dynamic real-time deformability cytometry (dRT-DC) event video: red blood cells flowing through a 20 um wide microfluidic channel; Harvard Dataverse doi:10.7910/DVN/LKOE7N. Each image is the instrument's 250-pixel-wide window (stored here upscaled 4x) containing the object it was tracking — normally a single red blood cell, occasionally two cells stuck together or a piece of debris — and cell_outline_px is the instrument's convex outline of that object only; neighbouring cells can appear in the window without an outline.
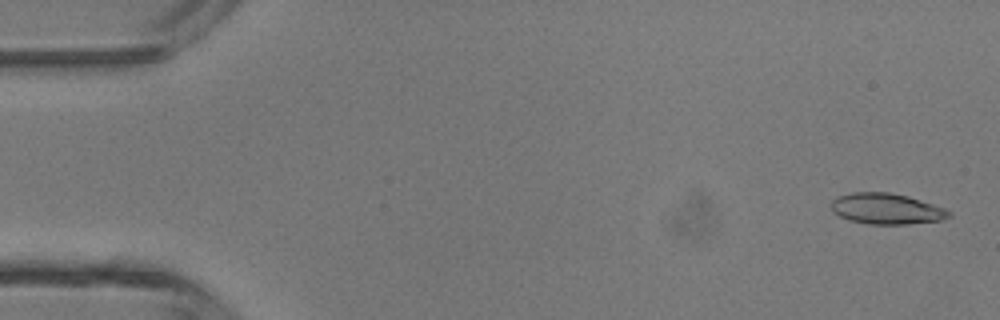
{"species": "common noctule bat (a hibernating species)", "species_latin": "Nyctalus noctula", "temperature_condition": "room temperature", "stored_images_in_passage": 46, "camera_frame_rate_fps": 3000, "um_per_image_px": 0.085, "animal": {"sex": "male", "body_mass_g": 13.3}, "frame": {"image": 1, "passage_image": 2, "time_ms": 0.333, "image_size_px": [1000, 320], "cell_outline_px": [[952, 216], [940, 220], [908, 224], [868, 224], [848, 220], [832, 212], [832, 200], [840, 196], [852, 192], [888, 192], [908, 196], [944, 208], [952, 212]], "centroid_in_image_um": [75.35, 17.75], "position_along_channel_um": 9.6, "area_um2": 21.1}}
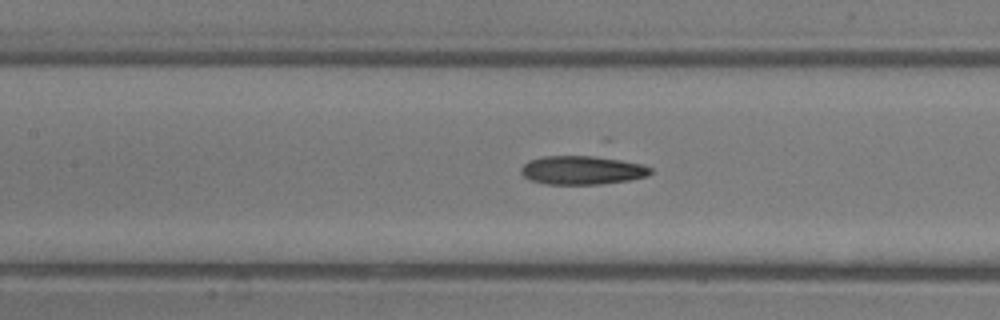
{"frame": {"image": 2, "passage_image": 21, "time_ms": 6.667, "image_size_px": [1000, 320], "cell_outline_px": [[652, 172], [648, 176], [628, 180], [600, 184], [548, 184], [532, 180], [524, 176], [520, 172], [520, 168], [528, 160], [544, 156], [608, 156], [644, 164], [652, 168]], "centroid_in_image_um": [49.54, 14.44], "position_along_channel_um": 157.9, "area_um2": 21.96}}
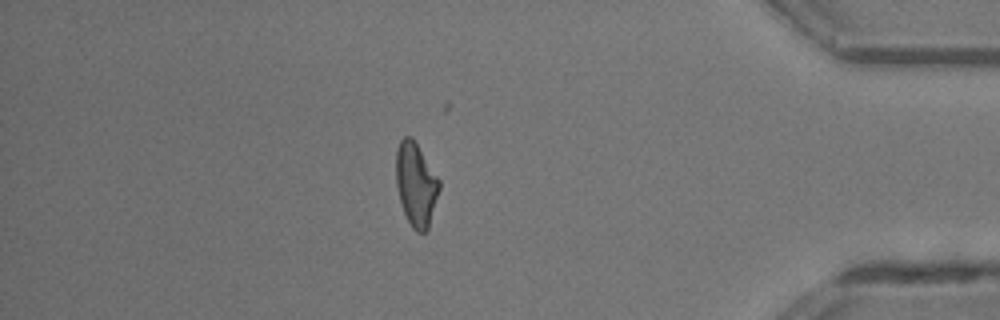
{"frame": {"image": 3, "passage_image": 40, "time_ms": 13.0, "image_size_px": [1000, 320], "cell_outline_px": [[440, 188], [428, 228], [424, 232], [416, 232], [412, 228], [404, 212], [400, 200], [396, 184], [396, 148], [400, 140], [404, 136], [412, 136], [440, 180]], "centroid_in_image_um": [35.35, 15.64], "position_along_channel_um": 399.9, "area_um2": 20.98}}